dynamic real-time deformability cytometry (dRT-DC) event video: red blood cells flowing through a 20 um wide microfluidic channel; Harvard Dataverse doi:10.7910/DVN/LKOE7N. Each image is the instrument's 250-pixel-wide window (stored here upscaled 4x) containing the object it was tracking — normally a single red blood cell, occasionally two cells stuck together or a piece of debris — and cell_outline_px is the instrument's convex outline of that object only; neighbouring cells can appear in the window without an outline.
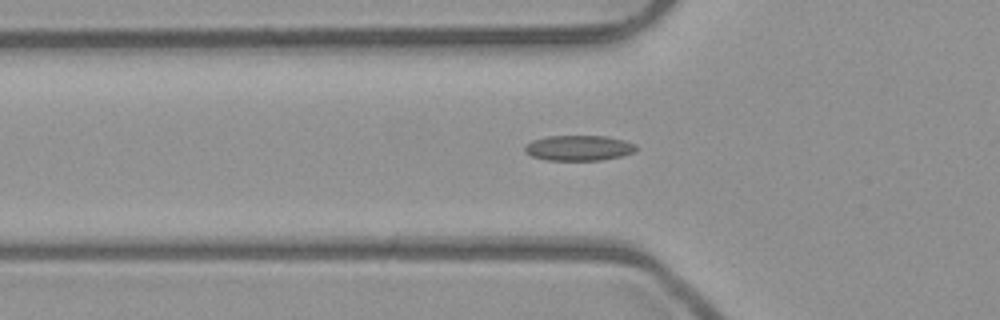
{"species": "common noctule bat (a hibernating species)", "species_latin": "Nyctalus noctula", "temperature_condition": "room temperature", "stored_images_in_passage": 38, "camera_frame_rate_fps": 3000, "um_per_image_px": 0.085, "animal": {"sex": "male", "body_mass_g": 23.1, "forearm_length_mm": 52.7}, "frame": {"image": 1, "passage_image": 10, "time_ms": 3.0, "image_size_px": [1000, 320], "cell_outline_px": [[636, 148], [632, 152], [620, 156], [600, 160], [548, 160], [532, 156], [524, 152], [524, 148], [532, 140], [548, 136], [604, 136], [624, 140], [636, 144]], "centroid_in_image_um": [49.17, 12.57], "position_along_channel_um": 76.6, "area_um2": 16.24}}
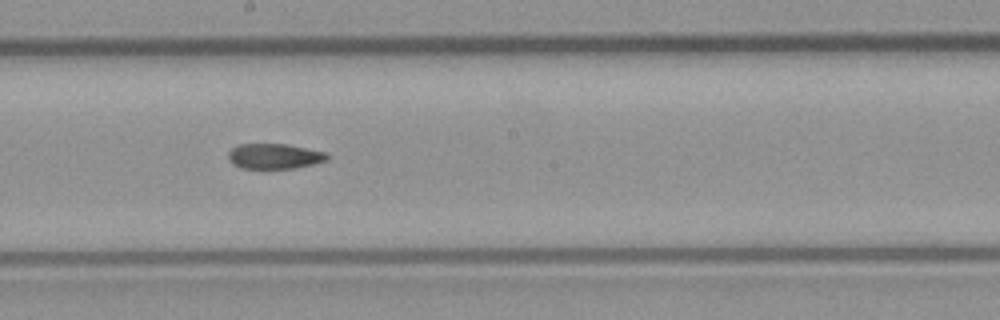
{"frame": {"image": 2, "passage_image": 21, "time_ms": 6.667, "image_size_px": [1000, 320], "cell_outline_px": [[328, 160], [296, 168], [240, 168], [232, 164], [228, 160], [228, 152], [232, 148], [240, 144], [284, 144], [328, 152]], "centroid_in_image_um": [23.31, 13.28], "position_along_channel_um": 224.9, "area_um2": 14.57}}
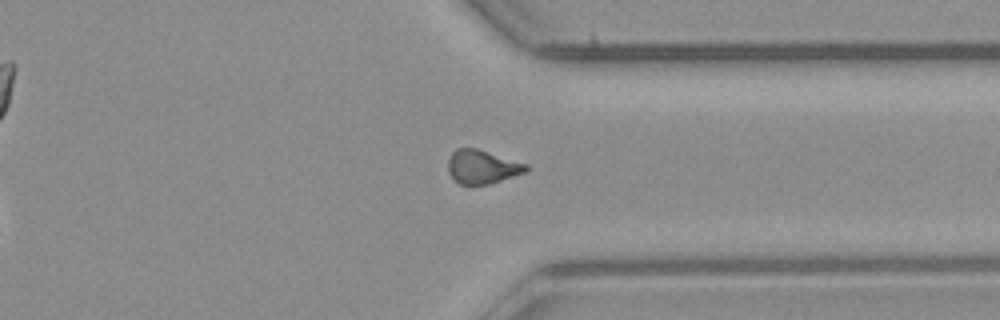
{"frame": {"image": 3, "passage_image": 32, "time_ms": 10.333, "image_size_px": [1000, 320], "cell_outline_px": [[528, 168], [524, 172], [488, 184], [468, 188], [460, 184], [448, 172], [448, 160], [452, 152], [456, 148], [476, 148], [528, 164]], "centroid_in_image_um": [40.94, 14.2], "position_along_channel_um": 370.5, "area_um2": 15.43}, "authors_computed_cell_mechanics": {"area_um2": 15.4615, "velocity_mm_per_s": 4.0053, "shape_relaxation_time_tau1_ms": null, "shape_relaxation_time_tau2_ms": 6.5325, "deformation_change_tau1": null, "deformation_change_tau2": 0.1358}}